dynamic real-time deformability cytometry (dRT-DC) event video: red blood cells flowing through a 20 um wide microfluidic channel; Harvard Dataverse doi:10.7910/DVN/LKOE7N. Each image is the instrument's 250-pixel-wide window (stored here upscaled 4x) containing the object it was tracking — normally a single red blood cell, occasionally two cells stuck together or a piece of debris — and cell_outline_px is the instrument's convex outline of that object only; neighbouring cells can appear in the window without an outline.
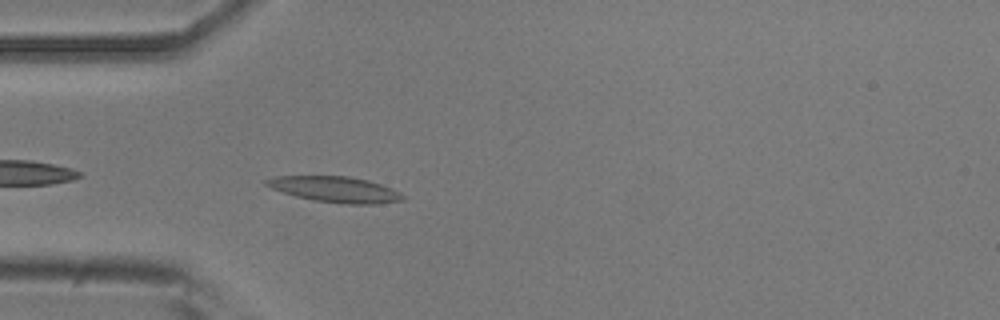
{"species": "common noctule bat (a hibernating species)", "species_latin": "Nyctalus noctula", "temperature_condition": "room temperature", "stored_images_in_passage": 40, "camera_frame_rate_fps": 3000, "um_per_image_px": 0.085, "animal": {"sex": "male", "body_mass_g": 20.5, "forearm_length_mm": 52.5}, "frame": {"image": 1, "passage_image": 3, "time_ms": 0.667, "image_size_px": [1000, 320], "cell_outline_px": [[404, 200], [376, 204], [344, 204], [312, 200], [296, 196], [272, 188], [264, 184], [264, 180], [276, 176], [348, 176], [368, 180], [392, 188], [400, 192], [404, 196]], "centroid_in_image_um": [28.51, 16.1], "position_along_channel_um": 56.5, "area_um2": 20.46}}
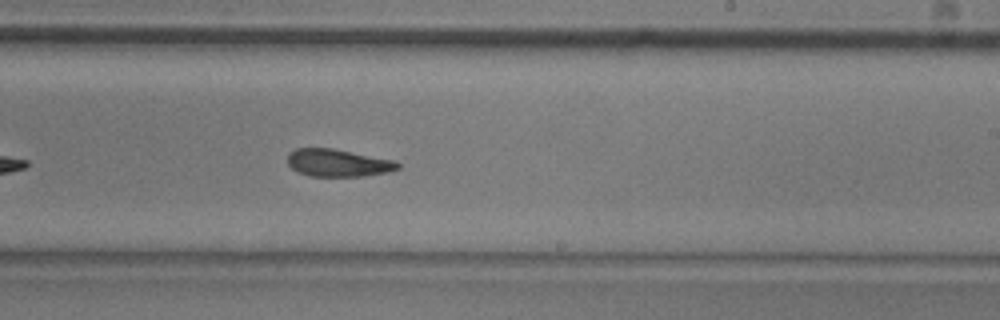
{"frame": {"image": 2, "passage_image": 19, "time_ms": 6.0, "image_size_px": [1000, 320], "cell_outline_px": [[400, 168], [388, 172], [364, 176], [308, 176], [292, 168], [288, 164], [288, 156], [296, 148], [332, 148], [396, 160], [400, 164]], "centroid_in_image_um": [28.78, 13.84], "position_along_channel_um": 260.2, "area_um2": 17.63}}
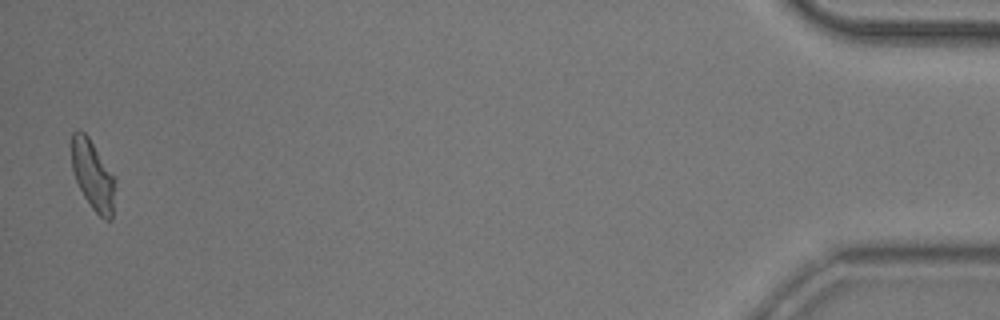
{"frame": {"image": 3, "passage_image": 39, "time_ms": 12.667, "image_size_px": [1000, 320], "cell_outline_px": [[116, 180], [112, 220], [104, 220], [92, 208], [84, 196], [72, 172], [72, 132], [84, 132], [88, 136], [116, 176]], "centroid_in_image_um": [7.93, 14.92], "position_along_channel_um": 427.3, "area_um2": 17.8}, "authors_computed_cell_mechanics": {"area_um2": 18.2359, "velocity_mm_per_s": 3.8822, "shape_relaxation_time_tau1_ms": 6.3181, "shape_relaxation_time_tau2_ms": 1.8859, "deformation_change_tau1": 0.1817, "deformation_change_tau2": 0.0908}}